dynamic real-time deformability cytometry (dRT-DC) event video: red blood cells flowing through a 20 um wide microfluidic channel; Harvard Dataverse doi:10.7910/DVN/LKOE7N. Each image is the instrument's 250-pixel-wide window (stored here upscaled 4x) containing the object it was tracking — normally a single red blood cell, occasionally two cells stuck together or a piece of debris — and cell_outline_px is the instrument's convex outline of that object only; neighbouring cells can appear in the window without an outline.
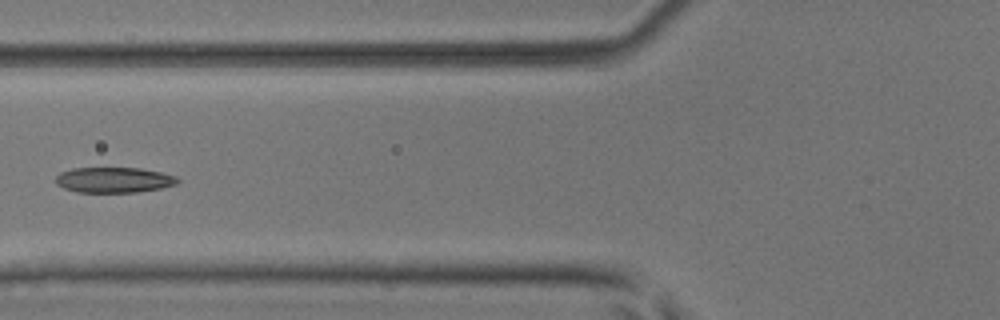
{"species": "common noctule bat (a hibernating species)", "species_latin": "Nyctalus noctula", "temperature_condition": "room temperature", "stored_images_in_passage": 6, "camera_frame_rate_fps": 3000, "um_per_image_px": 0.085, "animal": {"sex": "male", "body_mass_g": 17.9, "forearm_length_mm": 54.2}, "frame": {"image": 1, "passage_image": 6, "time_ms": 1.667, "image_size_px": [1000, 320], "cell_outline_px": [[180, 180], [176, 184], [160, 188], [136, 192], [76, 192], [64, 188], [56, 184], [56, 176], [60, 172], [72, 168], [140, 168], [160, 172], [176, 176]], "centroid_in_image_um": [9.66, 15.29], "position_along_channel_um": 116.1, "area_um2": 18.03}}